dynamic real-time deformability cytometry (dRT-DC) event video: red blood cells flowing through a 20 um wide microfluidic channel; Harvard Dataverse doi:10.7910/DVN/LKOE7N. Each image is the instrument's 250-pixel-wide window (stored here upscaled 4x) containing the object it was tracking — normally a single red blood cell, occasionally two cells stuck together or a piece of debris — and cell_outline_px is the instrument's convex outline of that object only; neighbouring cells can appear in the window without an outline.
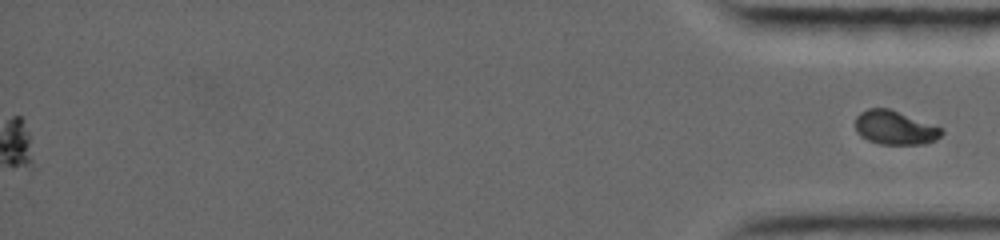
{"species": "common noctule bat (a hibernating species)", "species_latin": "Nyctalus noctula", "temperature_condition": "warm", "stored_images_in_passage": 45, "segment_of_instrument_passage": [2, 2], "camera_frame_rate_fps": 5000, "um_per_image_px": 0.085, "animal": {"sex": "female", "body_mass_g": 19.0, "forearm_length_mm": 56.7}, "frame": {"image": 1, "passage_image": 45, "time_ms": 16.8, "image_size_px": [1000, 240], "cell_outline_px": [[944, 132], [936, 140], [924, 144], [880, 144], [868, 140], [860, 136], [856, 132], [856, 116], [860, 112], [868, 108], [888, 108], [944, 128]], "centroid_in_image_um": [76.08, 10.86], "position_along_channel_um": 359.1, "area_um2": 17.11}}